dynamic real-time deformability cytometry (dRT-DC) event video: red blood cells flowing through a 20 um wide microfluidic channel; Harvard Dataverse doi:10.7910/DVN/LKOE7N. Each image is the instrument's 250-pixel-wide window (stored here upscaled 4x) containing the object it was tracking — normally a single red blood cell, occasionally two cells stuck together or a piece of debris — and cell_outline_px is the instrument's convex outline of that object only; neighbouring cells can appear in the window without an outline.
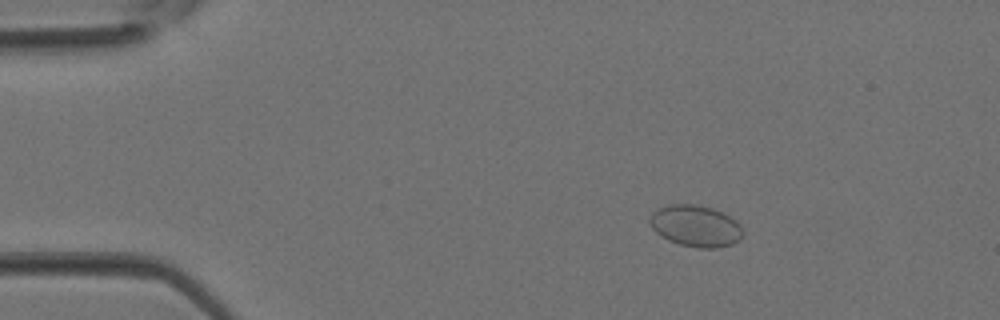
{"species": "Egyptian fruit bat (a non-hibernating species)", "species_latin": "Rousettus aegyptiacus", "temperature_condition": "room temperature", "stored_images_in_passage": 3, "camera_frame_rate_fps": 3000, "um_per_image_px": 0.085, "animal": {"sex": "female"}, "frame": {"image": 1, "passage_image": 1, "time_ms": 0.0, "image_size_px": [1000, 320], "cell_outline_px": [[744, 232], [740, 240], [732, 244], [716, 248], [700, 248], [680, 244], [668, 240], [656, 232], [652, 228], [648, 220], [648, 216], [656, 208], [668, 204], [696, 204], [712, 208], [736, 220], [740, 224]], "centroid_in_image_um": [59.1, 19.19], "position_along_channel_um": 25.9, "area_um2": 22.72}}
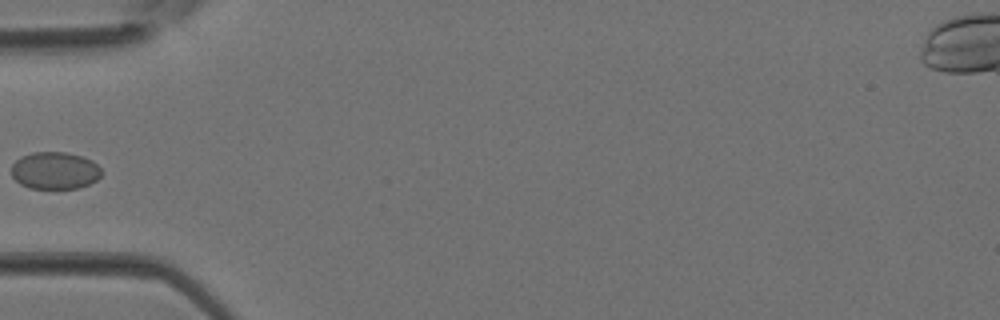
{"frame": {"image": 2, "passage_image": 3, "time_ms": 0.667, "image_size_px": [1000, 320], "cell_outline_px": [[104, 172], [96, 180], [80, 188], [28, 188], [20, 184], [12, 176], [12, 164], [20, 156], [32, 152], [64, 152], [80, 156], [92, 160]], "centroid_in_image_um": [4.65, 14.49], "position_along_channel_um": 80.3, "area_um2": 19.59}}